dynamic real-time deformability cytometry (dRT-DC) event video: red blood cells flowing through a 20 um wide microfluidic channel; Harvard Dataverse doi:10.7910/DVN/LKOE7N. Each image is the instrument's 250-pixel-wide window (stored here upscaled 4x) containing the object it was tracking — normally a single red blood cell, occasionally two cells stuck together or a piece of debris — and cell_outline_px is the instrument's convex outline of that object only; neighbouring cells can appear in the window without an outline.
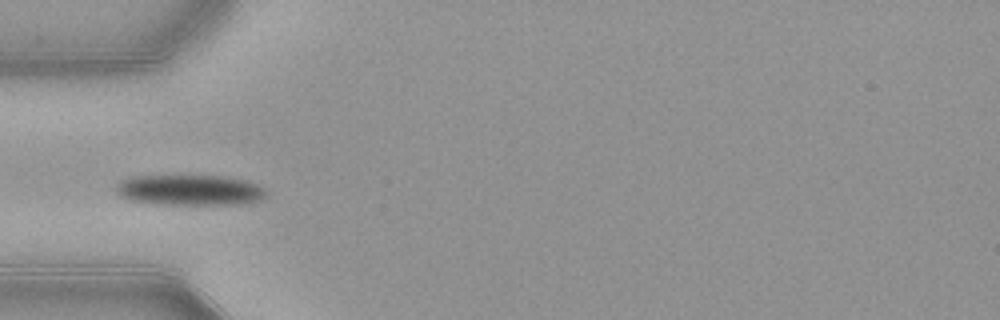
{"species": "common noctule bat (a hibernating species)", "species_latin": "Nyctalus noctula", "temperature_condition": "warm", "stored_images_in_passage": 37, "camera_frame_rate_fps": 3000, "um_per_image_px": 0.085, "animal": {"sex": "female", "body_mass_g": 21.9}, "frame": {"image": 1, "passage_image": 1, "time_ms": 0.0, "image_size_px": [1000, 320], "cell_outline_px": [[264, 196], [260, 200], [240, 204], [160, 204], [132, 200], [120, 196], [116, 192], [116, 184], [120, 180], [128, 176], [220, 176], [244, 180], [256, 184], [264, 192]], "centroid_in_image_um": [16.04, 16.15], "position_along_channel_um": 69.0, "area_um2": 26.41}}
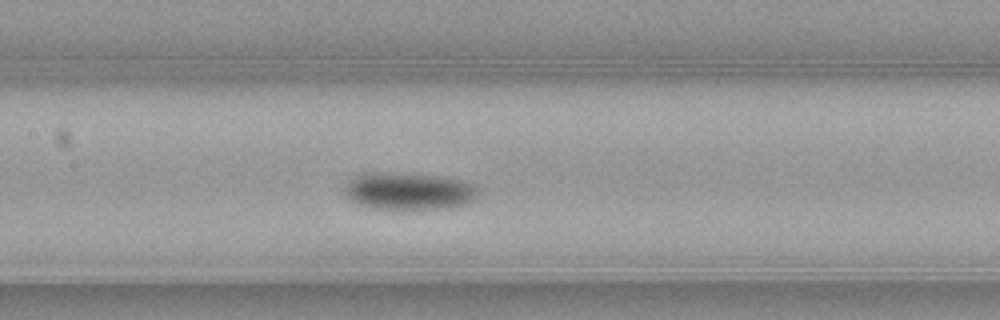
{"frame": {"image": 2, "passage_image": 9, "time_ms": 2.667, "image_size_px": [1000, 320], "cell_outline_px": [[480, 192], [472, 200], [464, 204], [448, 208], [372, 208], [356, 204], [348, 200], [344, 192], [344, 184], [352, 176], [364, 172], [412, 172], [440, 176], [464, 180], [480, 188]], "centroid_in_image_um": [34.69, 16.2], "position_along_channel_um": 172.7, "area_um2": 29.71}}
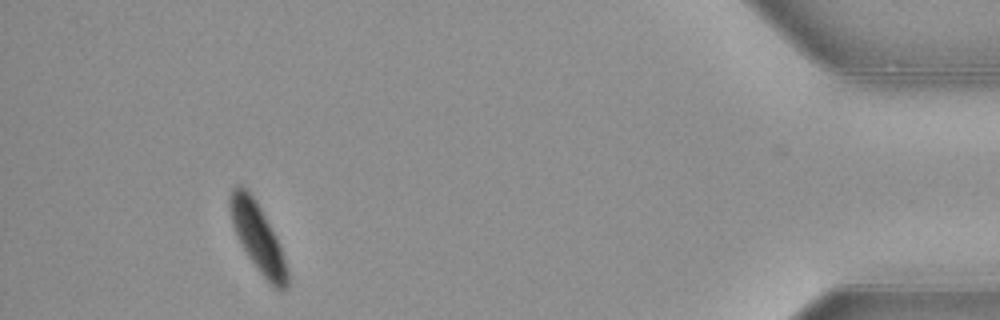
{"frame": {"image": 3, "passage_image": 33, "time_ms": 10.667, "image_size_px": [1000, 320], "cell_outline_px": [[288, 288], [280, 292], [260, 272], [248, 256], [236, 232], [232, 220], [232, 188], [236, 184], [244, 188], [256, 200], [276, 236], [288, 268]], "centroid_in_image_um": [21.99, 20.25], "position_along_channel_um": 413.2, "area_um2": 21.79}, "authors_computed_cell_mechanics": {"area_um2": 27.166, "velocity_mm_per_s": 3.8578, "shape_relaxation_time_tau1_ms": 3.7166, "shape_relaxation_time_tau2_ms": 8.9853, "deformation_change_tau1": 0.1548, "deformation_change_tau2": 0.0587}}